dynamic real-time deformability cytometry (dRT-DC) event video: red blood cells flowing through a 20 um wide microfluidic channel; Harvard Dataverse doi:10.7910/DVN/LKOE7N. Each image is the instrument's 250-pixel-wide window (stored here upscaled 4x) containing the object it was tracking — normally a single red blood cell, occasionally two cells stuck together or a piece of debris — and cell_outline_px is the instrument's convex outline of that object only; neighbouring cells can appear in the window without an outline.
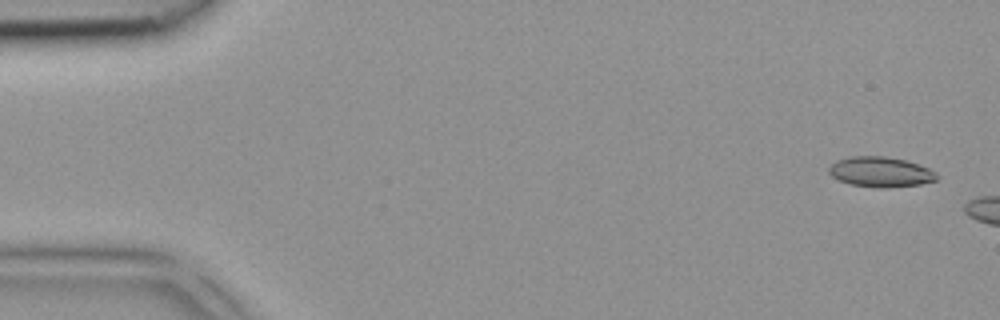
{"species": "common noctule bat (a hibernating species)", "species_latin": "Nyctalus noctula", "temperature_condition": "room temperature", "stored_images_in_passage": 5, "camera_frame_rate_fps": 3000, "um_per_image_px": 0.085, "animal": {"sex": "female", "body_mass_g": 18.4}, "frame": {"image": 1, "passage_image": 1, "time_ms": 0.0, "image_size_px": [1000, 320], "cell_outline_px": [[936, 180], [920, 184], [884, 188], [880, 188], [852, 184], [840, 180], [832, 176], [828, 172], [828, 168], [836, 160], [852, 156], [884, 156], [904, 160], [920, 164], [936, 172]], "centroid_in_image_um": [74.84, 14.6], "position_along_channel_um": 10.2, "area_um2": 18.79}}